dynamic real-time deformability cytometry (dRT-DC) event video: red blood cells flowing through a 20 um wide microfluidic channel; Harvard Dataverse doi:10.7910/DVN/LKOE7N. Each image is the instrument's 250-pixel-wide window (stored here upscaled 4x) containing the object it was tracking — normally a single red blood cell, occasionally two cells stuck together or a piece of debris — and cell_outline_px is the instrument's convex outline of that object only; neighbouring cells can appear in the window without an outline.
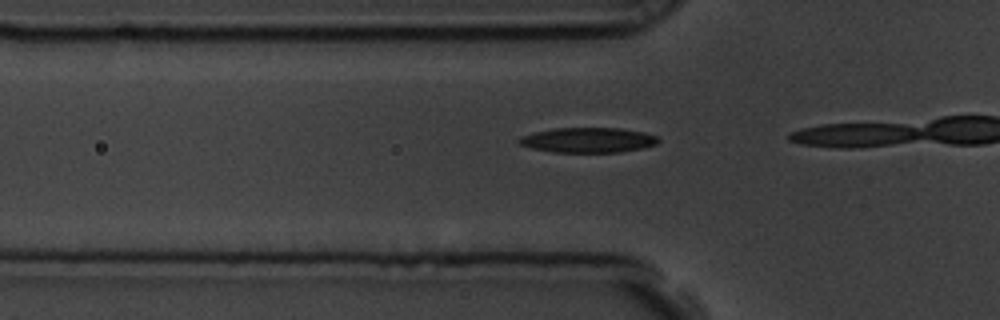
{"species": "common noctule bat (a hibernating species)", "species_latin": "Nyctalus noctula", "temperature_condition": "room temperature", "stored_images_in_passage": 5, "camera_frame_rate_fps": 3000, "um_per_image_px": 0.085, "animal": {"sex": "male", "body_mass_g": 19.5, "forearm_length_mm": 54.6}, "frame": {"image": 1, "passage_image": 3, "time_ms": 0.667, "image_size_px": [1000, 320], "cell_outline_px": [[660, 140], [656, 144], [644, 148], [620, 152], [552, 152], [532, 148], [520, 144], [516, 140], [520, 136], [532, 132], [552, 128], [620, 128], [644, 132], [656, 136]], "centroid_in_image_um": [49.96, 11.9], "position_along_channel_um": 75.8, "area_um2": 20.46}}